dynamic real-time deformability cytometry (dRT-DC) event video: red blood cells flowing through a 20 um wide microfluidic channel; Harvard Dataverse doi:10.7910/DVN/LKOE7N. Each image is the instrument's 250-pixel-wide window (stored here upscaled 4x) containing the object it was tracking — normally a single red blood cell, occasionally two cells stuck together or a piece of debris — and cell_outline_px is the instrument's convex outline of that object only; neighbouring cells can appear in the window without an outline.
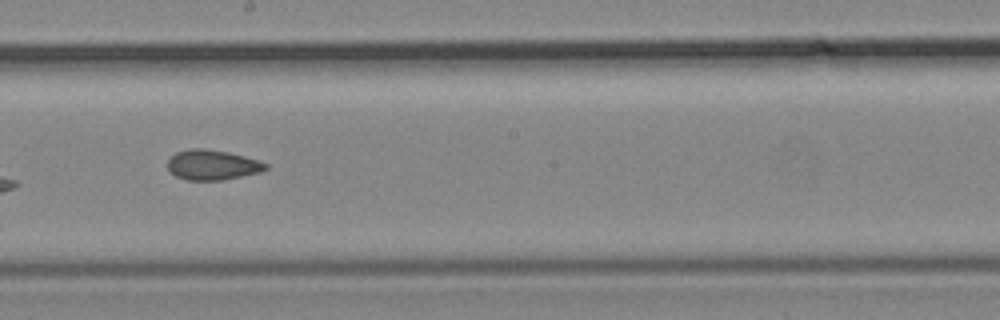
{"species": "common noctule bat (a hibernating species)", "species_latin": "Nyctalus noctula", "temperature_condition": "cold", "stored_images_in_passage": 8, "camera_frame_rate_fps": 3000, "um_per_image_px": 0.085, "animal": {"sex": "male", "body_mass_g": 19.2, "forearm_length_mm": 51.8}, "frame": {"image": 1, "passage_image": 7, "time_ms": 2.0, "image_size_px": [1000, 320], "cell_outline_px": [[268, 168], [260, 172], [220, 180], [184, 180], [168, 172], [168, 160], [176, 152], [188, 148], [204, 148], [228, 152], [244, 156], [268, 164]], "centroid_in_image_um": [18.0, 14.01], "position_along_channel_um": 230.2, "area_um2": 17.17}}
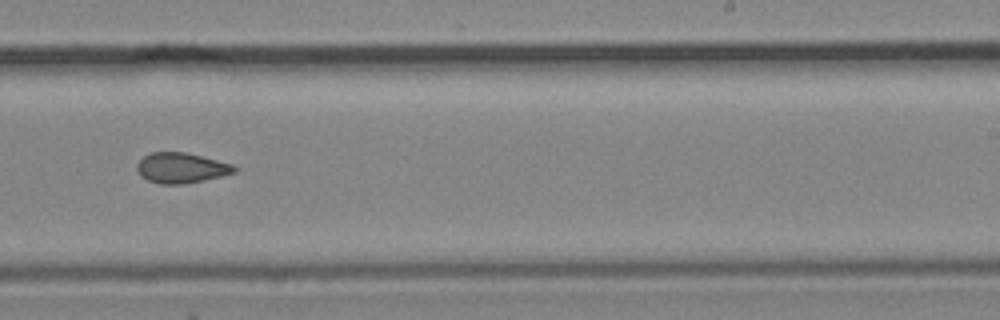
{"frame": {"image": 2, "passage_image": 8, "time_ms": 2.333, "image_size_px": [1000, 320], "cell_outline_px": [[236, 172], [204, 180], [184, 184], [160, 184], [148, 180], [140, 176], [136, 168], [136, 164], [144, 156], [152, 152], [184, 152], [232, 164], [236, 168]], "centroid_in_image_um": [15.36, 14.28], "position_along_channel_um": 273.6, "area_um2": 17.05}}